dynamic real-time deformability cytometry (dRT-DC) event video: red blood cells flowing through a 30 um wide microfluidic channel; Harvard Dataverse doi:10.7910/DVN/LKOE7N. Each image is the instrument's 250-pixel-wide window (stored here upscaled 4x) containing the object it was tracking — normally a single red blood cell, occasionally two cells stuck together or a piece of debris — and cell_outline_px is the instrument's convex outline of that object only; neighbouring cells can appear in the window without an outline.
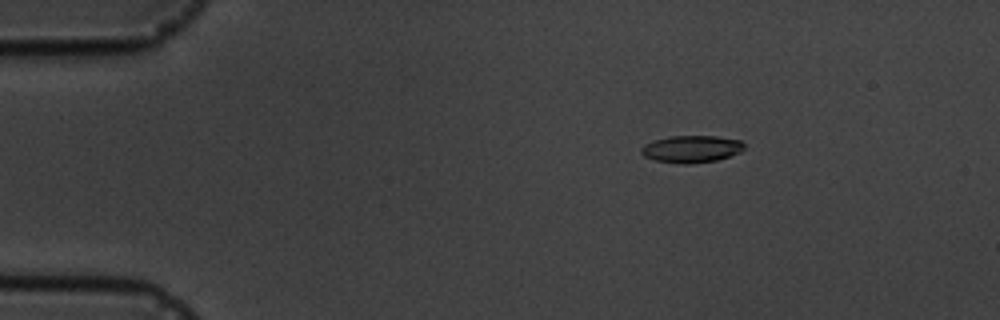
{"species": "common noctule bat (a hibernating species)", "species_latin": "Nyctalus noctula", "temperature_condition": "cold", "stored_images_in_passage": 5, "camera_frame_rate_fps": 3000, "um_per_image_px": 0.085, "animal": {"sex": "male", "body_mass_g": 19.5, "forearm_length_mm": 54.6}, "frame": {"image": 1, "passage_image": 3, "time_ms": 2.0, "image_size_px": [1000, 320], "cell_outline_px": [[744, 148], [740, 152], [716, 160], [692, 164], [680, 164], [656, 160], [644, 156], [640, 152], [640, 148], [644, 144], [656, 140], [672, 136], [716, 136], [740, 140], [744, 144]], "centroid_in_image_um": [58.76, 12.67], "position_along_channel_um": 26.2, "area_um2": 16.18}}